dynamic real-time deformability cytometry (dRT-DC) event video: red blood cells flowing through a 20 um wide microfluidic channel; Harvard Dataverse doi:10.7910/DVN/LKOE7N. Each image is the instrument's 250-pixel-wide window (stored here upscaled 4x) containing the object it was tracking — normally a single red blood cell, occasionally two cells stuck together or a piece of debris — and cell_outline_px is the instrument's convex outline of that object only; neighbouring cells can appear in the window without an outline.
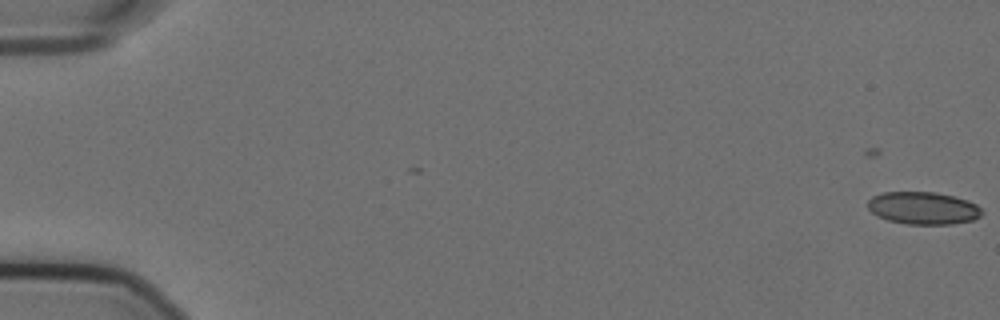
{"species": "Egyptian fruit bat (a non-hibernating species)", "species_latin": "Rousettus aegyptiacus", "temperature_condition": "cold", "stored_images_in_passage": 2, "camera_frame_rate_fps": 3000, "um_per_image_px": 0.085, "animal": {"sex": "female"}, "frame": {"image": 1, "passage_image": 2, "time_ms": 0.333, "image_size_px": [1000, 320], "cell_outline_px": [[984, 212], [980, 216], [972, 220], [952, 224], [908, 224], [888, 220], [876, 216], [868, 208], [868, 200], [872, 196], [884, 192], [936, 192], [956, 196], [968, 200], [976, 204]], "centroid_in_image_um": [78.48, 17.68], "position_along_channel_um": 6.5, "area_um2": 21.73}}